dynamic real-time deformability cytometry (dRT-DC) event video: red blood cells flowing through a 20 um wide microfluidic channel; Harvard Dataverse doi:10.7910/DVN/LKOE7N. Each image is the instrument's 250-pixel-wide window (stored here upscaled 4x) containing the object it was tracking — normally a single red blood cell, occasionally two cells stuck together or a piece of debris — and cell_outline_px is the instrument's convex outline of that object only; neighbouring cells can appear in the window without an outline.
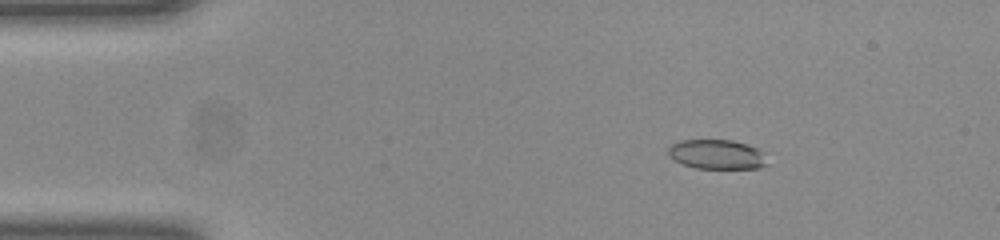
{"species": "common noctule bat (a hibernating species)", "species_latin": "Nyctalus noctula", "temperature_condition": "room temperature", "stored_images_in_passage": 43, "camera_frame_rate_fps": 3000, "um_per_image_px": 0.085, "animal": {"sex": "female", "body_mass_g": 23.0, "forearm_length_mm": 53.4}, "frame": {"image": 1, "passage_image": 2, "time_ms": 0.333, "image_size_px": [1000, 240], "cell_outline_px": [[768, 164], [760, 168], [696, 168], [684, 164], [668, 156], [668, 148], [672, 144], [680, 140], [732, 140], [748, 144], [764, 152]], "centroid_in_image_um": [60.96, 13.12], "position_along_channel_um": 24.0, "area_um2": 17.05}}
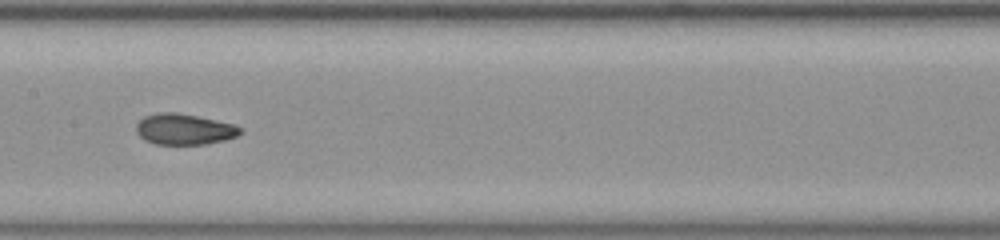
{"frame": {"image": 2, "passage_image": 20, "time_ms": 6.333, "image_size_px": [1000, 240], "cell_outline_px": [[244, 132], [236, 136], [224, 140], [204, 144], [156, 144], [144, 140], [136, 132], [136, 124], [144, 116], [156, 112], [176, 112], [216, 120], [232, 124], [244, 128]], "centroid_in_image_um": [15.65, 10.98], "position_along_channel_um": 191.7, "area_um2": 18.79}}
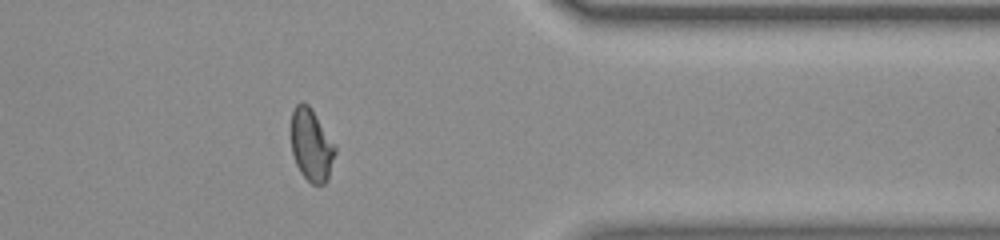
{"frame": {"image": 3, "passage_image": 36, "time_ms": 11.667, "image_size_px": [1000, 240], "cell_outline_px": [[336, 152], [328, 180], [324, 184], [312, 184], [300, 172], [296, 164], [292, 152], [288, 132], [292, 112], [296, 104], [300, 100], [304, 100], [312, 108], [336, 144]], "centroid_in_image_um": [26.44, 12.26], "position_along_channel_um": 385.0, "area_um2": 19.42}, "authors_computed_cell_mechanics": {"area_um2": 18.785, "velocity_mm_per_s": 3.9476, "shape_relaxation_time_tau1_ms": 5.3395, "shape_relaxation_time_tau2_ms": 2.1355, "deformation_change_tau1": 0.1723, "deformation_change_tau2": 0.0691}}